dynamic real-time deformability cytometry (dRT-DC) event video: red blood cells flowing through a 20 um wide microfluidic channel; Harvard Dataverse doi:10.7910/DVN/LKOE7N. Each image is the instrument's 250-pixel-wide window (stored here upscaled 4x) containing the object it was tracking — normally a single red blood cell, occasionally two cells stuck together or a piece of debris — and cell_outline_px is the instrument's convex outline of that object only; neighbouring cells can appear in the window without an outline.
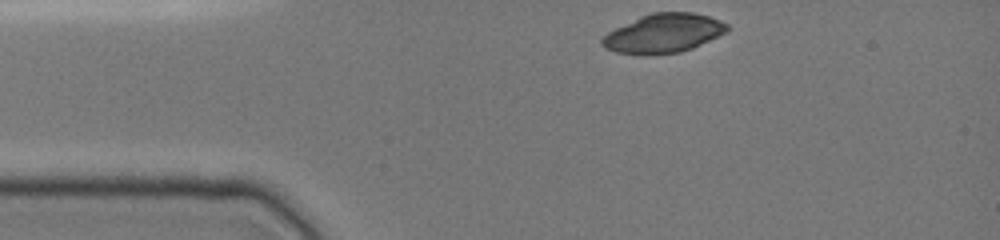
{"species": "common noctule bat (a hibernating species)", "species_latin": "Nyctalus noctula", "temperature_condition": "cold", "stored_images_in_passage": 34, "camera_frame_rate_fps": 3000, "um_per_image_px": 0.085, "animal": {"sex": "female", "body_mass_g": 19.0, "forearm_length_mm": 51.5}, "frame": {"image": 1, "passage_image": 1, "time_ms": 0.0, "image_size_px": [1000, 240], "cell_outline_px": [[728, 32], [692, 48], [680, 52], [648, 56], [640, 56], [616, 52], [604, 48], [600, 44], [600, 40], [608, 32], [640, 16], [652, 12], [692, 12], [708, 16], [720, 20], [728, 24]], "centroid_in_image_um": [56.38, 2.85], "position_along_channel_um": 28.6, "area_um2": 28.73}}
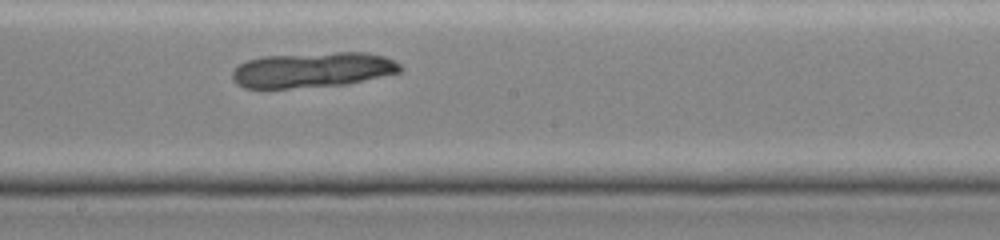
{"frame": {"image": 2, "passage_image": 19, "time_ms": 6.0, "image_size_px": [1000, 240], "cell_outline_px": [[404, 68], [400, 72], [348, 84], [288, 88], [244, 88], [236, 84], [232, 80], [232, 72], [240, 64], [248, 60], [264, 56], [336, 52], [368, 52], [384, 56], [400, 64]], "centroid_in_image_um": [26.58, 5.94], "position_along_channel_um": 221.6, "area_um2": 34.51}}
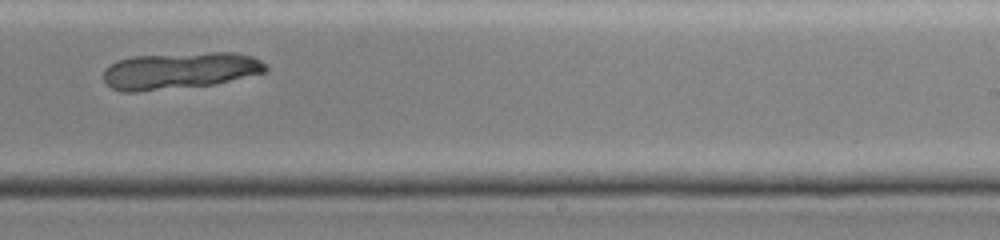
{"frame": {"image": 3, "passage_image": 23, "time_ms": 7.333, "image_size_px": [1000, 240], "cell_outline_px": [[268, 72], [216, 84], [136, 92], [120, 92], [112, 88], [104, 80], [104, 68], [108, 64], [116, 60], [132, 56], [212, 52], [236, 52], [252, 56], [268, 64]], "centroid_in_image_um": [15.3, 6.0], "position_along_channel_um": 273.7, "area_um2": 35.26}}